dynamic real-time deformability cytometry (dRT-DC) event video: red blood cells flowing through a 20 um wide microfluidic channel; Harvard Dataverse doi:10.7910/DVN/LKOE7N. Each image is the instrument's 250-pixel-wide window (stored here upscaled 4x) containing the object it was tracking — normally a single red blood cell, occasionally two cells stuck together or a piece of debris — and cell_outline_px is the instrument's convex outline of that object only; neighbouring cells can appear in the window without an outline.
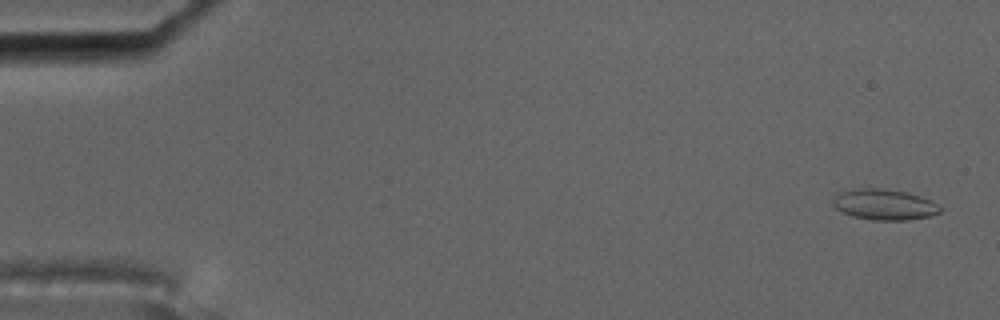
{"species": "common noctule bat (a hibernating species)", "species_latin": "Nyctalus noctula", "temperature_condition": "cold", "stored_images_in_passage": 7, "camera_frame_rate_fps": 3000, "um_per_image_px": 0.085, "animal": {"sex": "male", "body_mass_g": 17.5, "forearm_length_mm": 52.3}, "frame": {"image": 1, "passage_image": 1, "time_ms": 0.0, "image_size_px": [1000, 320], "cell_outline_px": [[940, 212], [932, 216], [908, 220], [876, 220], [852, 216], [836, 208], [832, 204], [832, 196], [836, 192], [852, 188], [880, 188], [904, 192], [920, 196], [936, 204], [940, 208]], "centroid_in_image_um": [75.09, 17.37], "position_along_channel_um": 9.9, "area_um2": 19.25}}